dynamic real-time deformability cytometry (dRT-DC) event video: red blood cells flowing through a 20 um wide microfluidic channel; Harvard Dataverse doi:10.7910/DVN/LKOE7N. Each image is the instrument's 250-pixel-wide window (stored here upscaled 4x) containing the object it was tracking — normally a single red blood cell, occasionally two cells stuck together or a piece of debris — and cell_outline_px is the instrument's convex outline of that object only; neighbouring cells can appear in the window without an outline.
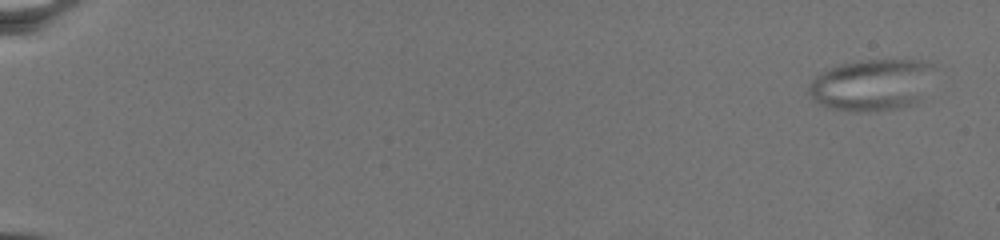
{"species": "common noctule bat (a hibernating species)", "species_latin": "Nyctalus noctula", "temperature_condition": "warm", "stored_images_in_passage": 24, "camera_frame_rate_fps": 3000, "um_per_image_px": 0.085, "animal": {"sex": "female", "body_mass_g": 19.5, "forearm_length_mm": 54.1}, "frame": {"image": 1, "passage_image": 4, "time_ms": 1.0, "image_size_px": [1000, 240], "cell_outline_px": [[936, 64], [920, 96], [912, 104], [896, 108], [860, 112], [852, 112], [828, 108], [820, 104], [808, 92], [808, 84], [816, 76], [840, 64], [868, 60], [924, 60]], "centroid_in_image_um": [74.07, 7.21], "position_along_channel_um": 10.9, "area_um2": 37.11}}